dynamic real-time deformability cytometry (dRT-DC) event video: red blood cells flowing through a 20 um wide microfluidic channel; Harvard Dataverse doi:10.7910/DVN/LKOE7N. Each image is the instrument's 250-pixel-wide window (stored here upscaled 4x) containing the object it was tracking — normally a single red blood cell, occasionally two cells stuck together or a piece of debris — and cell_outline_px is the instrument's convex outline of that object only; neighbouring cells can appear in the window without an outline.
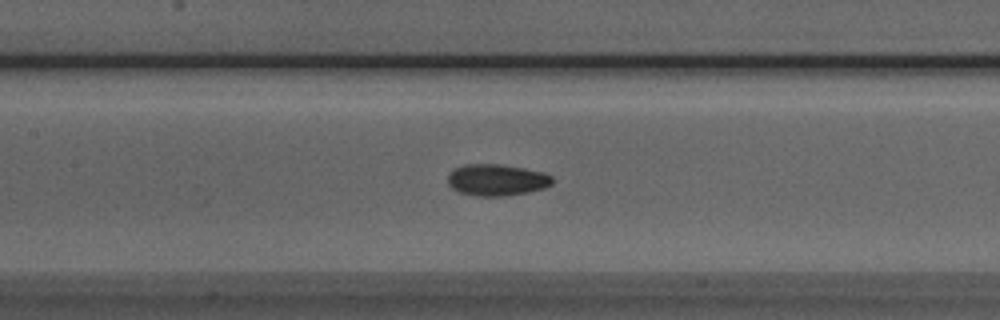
{"species": "Egyptian fruit bat (a non-hibernating species)", "species_latin": "Rousettus aegyptiacus", "temperature_condition": "room temperature", "stored_images_in_passage": 39, "camera_frame_rate_fps": 3000, "um_per_image_px": 0.085, "animal": {"sex": "male"}, "frame": {"image": 1, "passage_image": 17, "time_ms": 5.333, "image_size_px": [1000, 320], "cell_outline_px": [[552, 184], [544, 188], [528, 192], [504, 196], [476, 196], [456, 192], [448, 184], [448, 172], [464, 164], [496, 164], [524, 168], [544, 172], [552, 176]], "centroid_in_image_um": [42.19, 15.3], "position_along_channel_um": 165.2, "area_um2": 19.36}}
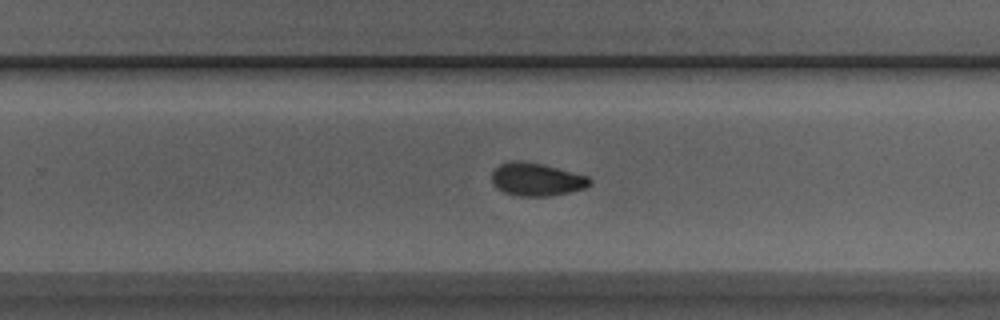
{"frame": {"image": 2, "passage_image": 26, "time_ms": 8.333, "image_size_px": [1000, 320], "cell_outline_px": [[592, 184], [584, 188], [568, 192], [548, 196], [520, 196], [504, 192], [496, 188], [492, 180], [492, 172], [500, 164], [512, 160], [524, 160], [544, 164], [588, 176], [592, 180]], "centroid_in_image_um": [45.61, 15.23], "position_along_channel_um": 284.2, "area_um2": 18.9}}
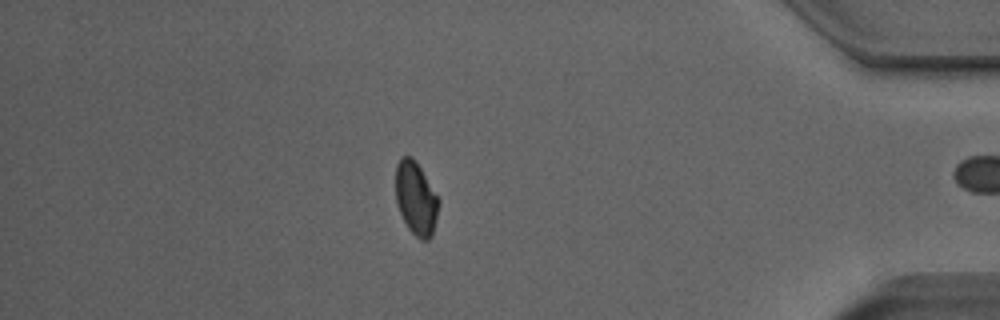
{"frame": {"image": 3, "passage_image": 38, "time_ms": 12.333, "image_size_px": [1000, 320], "cell_outline_px": [[440, 200], [432, 236], [428, 240], [420, 240], [408, 228], [396, 204], [396, 164], [400, 156], [412, 156], [416, 160]], "centroid_in_image_um": [35.35, 16.84], "position_along_channel_um": 399.9, "area_um2": 18.44}, "authors_computed_cell_mechanics": {"area_um2": 18.9584, "velocity_mm_per_s": 3.9814, "shape_relaxation_time_tau1_ms": 3.188, "shape_relaxation_time_tau2_ms": 3.1953, "deformation_change_tau1": 0.0896, "deformation_change_tau2": 0.0618}}